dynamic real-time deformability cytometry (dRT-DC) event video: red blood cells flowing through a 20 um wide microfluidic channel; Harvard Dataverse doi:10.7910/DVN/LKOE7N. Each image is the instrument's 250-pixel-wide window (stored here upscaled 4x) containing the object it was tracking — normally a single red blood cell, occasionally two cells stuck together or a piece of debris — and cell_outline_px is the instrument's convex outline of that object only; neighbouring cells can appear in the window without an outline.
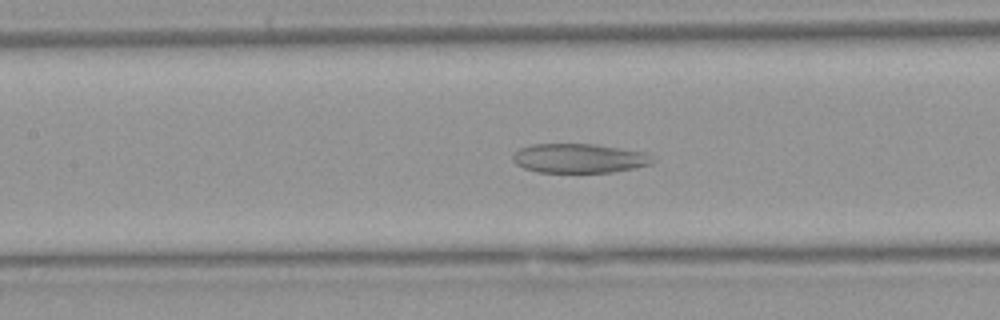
{"species": "Egyptian fruit bat (a non-hibernating species)", "species_latin": "Rousettus aegyptiacus", "temperature_condition": "warm", "stored_images_in_passage": 53, "camera_frame_rate_fps": 3000, "um_per_image_px": 0.085, "animal": {"sex": "female"}, "frame": {"image": 1, "passage_image": 23, "time_ms": 7.333, "image_size_px": [1000, 320], "cell_outline_px": [[656, 160], [652, 164], [612, 172], [536, 172], [524, 168], [516, 164], [512, 160], [512, 156], [520, 148], [532, 144], [596, 144], [644, 152]], "centroid_in_image_um": [49.21, 13.45], "position_along_channel_um": 158.2, "area_um2": 23.81}}
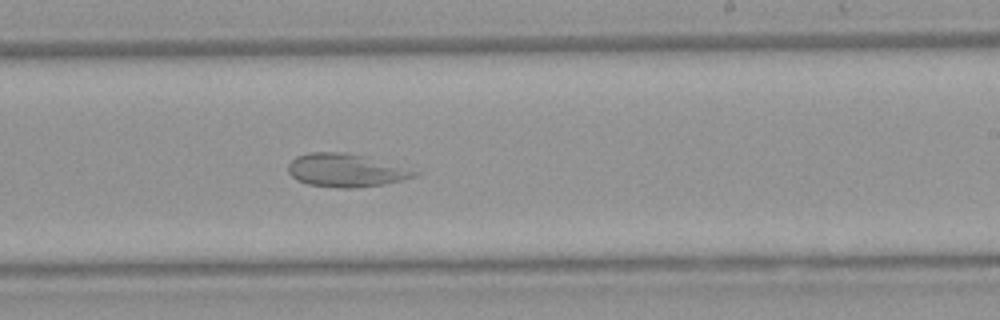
{"frame": {"image": 2, "passage_image": 31, "time_ms": 10.0, "image_size_px": [1000, 320], "cell_outline_px": [[424, 172], [416, 176], [384, 184], [356, 188], [336, 188], [308, 184], [296, 180], [288, 172], [288, 164], [296, 156], [308, 152], [344, 152], [368, 156]], "centroid_in_image_um": [29.43, 14.47], "position_along_channel_um": 259.6, "area_um2": 24.85}}
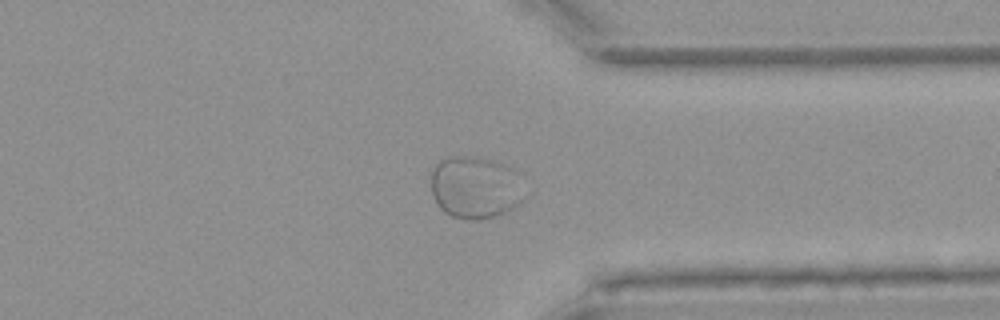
{"frame": {"image": 3, "passage_image": 40, "time_ms": 13.0, "image_size_px": [1000, 320], "cell_outline_px": [[532, 192], [528, 196], [512, 208], [504, 212], [492, 216], [476, 220], [472, 220], [452, 216], [444, 212], [436, 204], [432, 196], [432, 172], [436, 164], [440, 160], [448, 156], [468, 156], [496, 160], [516, 168], [520, 172]], "centroid_in_image_um": [40.53, 15.9], "position_along_channel_um": 370.9, "area_um2": 35.32}}